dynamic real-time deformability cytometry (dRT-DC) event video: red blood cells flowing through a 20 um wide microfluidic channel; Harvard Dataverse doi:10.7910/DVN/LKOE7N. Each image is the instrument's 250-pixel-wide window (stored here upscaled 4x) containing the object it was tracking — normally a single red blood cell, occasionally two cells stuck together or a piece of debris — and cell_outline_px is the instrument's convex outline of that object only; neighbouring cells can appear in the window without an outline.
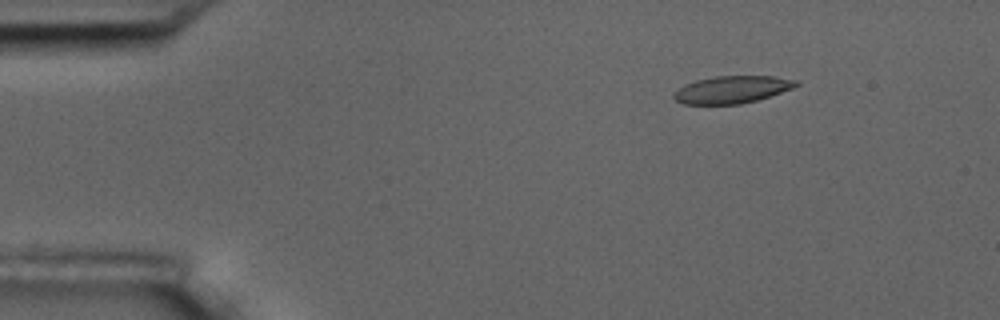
{"species": "common noctule bat (a hibernating species)", "species_latin": "Nyctalus noctula", "temperature_condition": "room temperature", "stored_images_in_passage": 7, "camera_frame_rate_fps": 3000, "um_per_image_px": 0.085, "animal": {"sex": "male", "body_mass_g": 17.5, "forearm_length_mm": 52.3}, "frame": {"image": 1, "passage_image": 3, "time_ms": 2.333, "image_size_px": [1000, 320], "cell_outline_px": [[800, 84], [792, 88], [756, 100], [740, 104], [684, 104], [676, 100], [672, 96], [672, 92], [684, 84], [696, 80], [716, 76], [772, 76], [800, 80]], "centroid_in_image_um": [62.19, 7.6], "position_along_channel_um": 22.8, "area_um2": 19.48}}
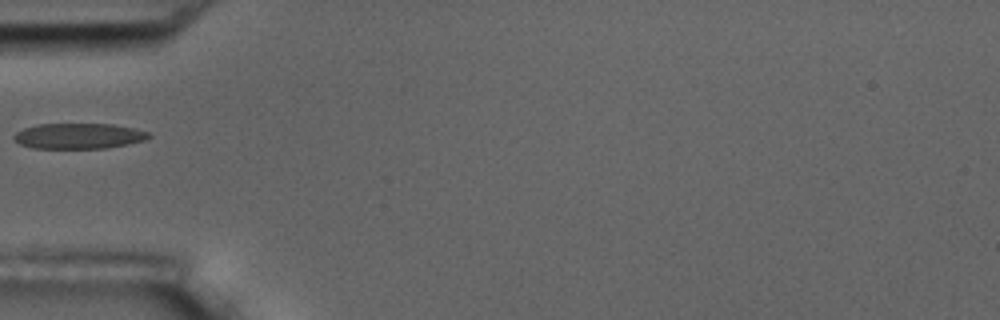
{"frame": {"image": 2, "passage_image": 6, "time_ms": 6.0, "image_size_px": [1000, 320], "cell_outline_px": [[152, 136], [148, 140], [104, 148], [32, 148], [20, 144], [12, 140], [12, 136], [16, 132], [24, 128], [36, 124], [112, 124], [136, 128], [148, 132]], "centroid_in_image_um": [6.68, 11.55], "position_along_channel_um": 78.3, "area_um2": 20.23}}